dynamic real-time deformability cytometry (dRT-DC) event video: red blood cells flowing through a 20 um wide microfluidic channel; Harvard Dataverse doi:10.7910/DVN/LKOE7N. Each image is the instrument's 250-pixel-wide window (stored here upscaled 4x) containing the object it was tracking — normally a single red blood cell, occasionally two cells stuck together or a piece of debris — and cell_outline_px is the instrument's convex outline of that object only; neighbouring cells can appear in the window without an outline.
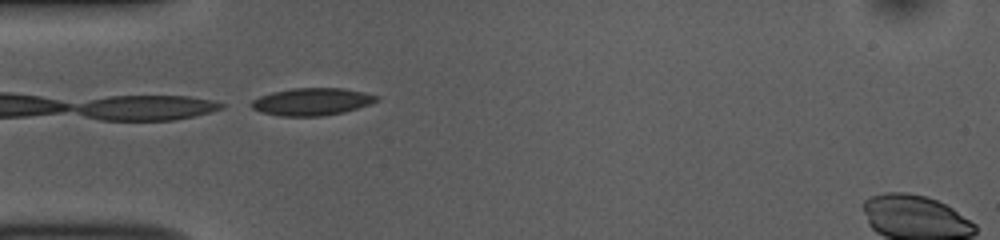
{"species": "common noctule bat (a hibernating species)", "species_latin": "Nyctalus noctula", "temperature_condition": "room temperature", "stored_images_in_passage": 35, "camera_frame_rate_fps": 3000, "um_per_image_px": 0.085, "animal": {"sex": "female", "body_mass_g": 10.0, "forearm_length_mm": 53.1}, "frame": {"image": 1, "passage_image": 1, "time_ms": 0.0, "image_size_px": [1000, 240], "cell_outline_px": [[380, 100], [344, 112], [324, 116], [280, 116], [260, 112], [252, 108], [248, 104], [252, 100], [260, 96], [272, 92], [292, 88], [344, 88], [364, 92], [380, 96]], "centroid_in_image_um": [26.49, 8.64], "position_along_channel_um": 58.5, "area_um2": 20.11}}
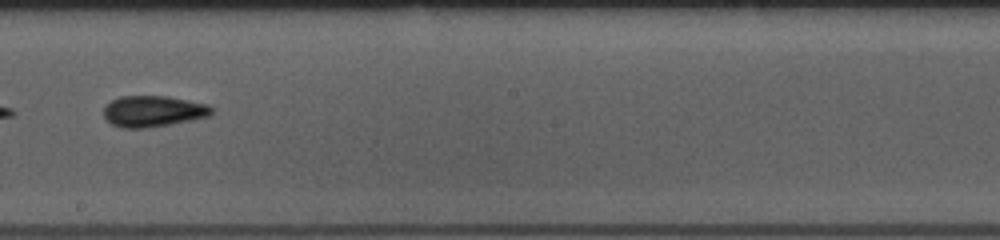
{"frame": {"image": 2, "passage_image": 15, "time_ms": 4.667, "image_size_px": [1000, 240], "cell_outline_px": [[216, 112], [208, 116], [192, 120], [144, 128], [120, 128], [112, 124], [104, 116], [104, 108], [112, 100], [120, 96], [168, 96], [208, 104], [216, 108]], "centroid_in_image_um": [13.07, 9.45], "position_along_channel_um": 235.1, "area_um2": 19.65}}
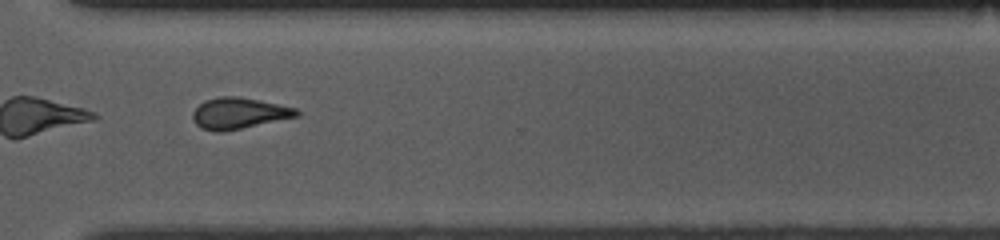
{"frame": {"image": 3, "passage_image": 24, "time_ms": 7.667, "image_size_px": [1000, 240], "cell_outline_px": [[300, 116], [224, 132], [216, 132], [200, 128], [192, 120], [192, 112], [204, 100], [220, 96], [236, 96], [296, 108], [300, 112]], "centroid_in_image_um": [20.28, 9.64], "position_along_channel_um": 350.3, "area_um2": 18.9}, "authors_computed_cell_mechanics": {"area_um2": 18.9584, "velocity_mm_per_s": 3.8374, "shape_relaxation_time_tau1_ms": 4.4001, "shape_relaxation_time_tau2_ms": 3.2922, "deformation_change_tau1": 0.1302, "deformation_change_tau2": 0.1162}}